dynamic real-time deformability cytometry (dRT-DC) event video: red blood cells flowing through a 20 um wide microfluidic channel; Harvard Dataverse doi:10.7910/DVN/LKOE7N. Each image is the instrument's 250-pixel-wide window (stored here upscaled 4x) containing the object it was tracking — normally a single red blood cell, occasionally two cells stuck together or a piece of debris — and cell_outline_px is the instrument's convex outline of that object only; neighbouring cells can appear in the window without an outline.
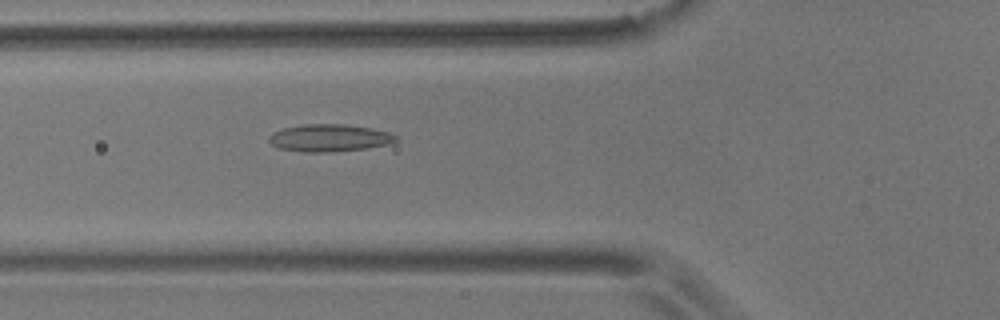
{"species": "common noctule bat (a hibernating species)", "species_latin": "Nyctalus noctula", "temperature_condition": "room temperature", "stored_images_in_passage": 38, "camera_frame_rate_fps": 3000, "um_per_image_px": 0.085, "animal": {"sex": "male", "body_mass_g": 17.9}, "frame": {"image": 1, "passage_image": 9, "time_ms": 2.667, "image_size_px": [1000, 320], "cell_outline_px": [[396, 140], [388, 144], [368, 148], [332, 152], [304, 152], [280, 148], [272, 144], [268, 140], [268, 136], [272, 132], [284, 128], [304, 124], [348, 124], [372, 128], [388, 132], [396, 136]], "centroid_in_image_um": [27.98, 11.72], "position_along_channel_um": 97.8, "area_um2": 20.23}}
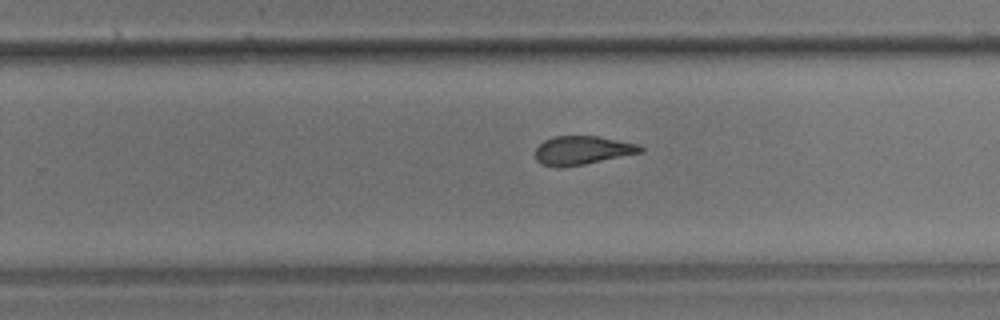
{"frame": {"image": 2, "passage_image": 24, "time_ms": 7.667, "image_size_px": [1000, 320], "cell_outline_px": [[644, 152], [584, 164], [560, 168], [540, 164], [536, 160], [536, 148], [544, 140], [552, 136], [600, 136], [640, 144], [644, 148]], "centroid_in_image_um": [49.52, 12.77], "position_along_channel_um": 280.3, "area_um2": 17.8}}
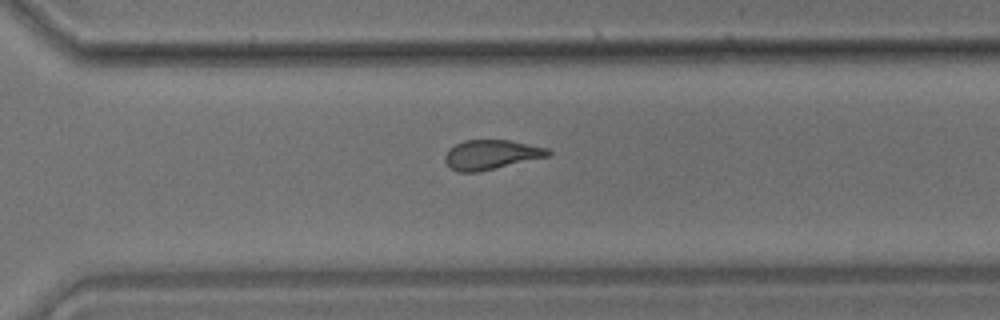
{"frame": {"image": 3, "passage_image": 28, "time_ms": 9.0, "image_size_px": [1000, 320], "cell_outline_px": [[552, 156], [476, 172], [460, 172], [452, 168], [444, 160], [444, 156], [448, 148], [464, 140], [508, 140], [548, 148], [552, 152]], "centroid_in_image_um": [41.77, 13.14], "position_along_channel_um": 328.8, "area_um2": 17.74}, "authors_computed_cell_mechanics": {"area_um2": 18.1781, "velocity_mm_per_s": 3.6467, "shape_relaxation_time_tau1_ms": 10.2905, "shape_relaxation_time_tau2_ms": 2.8086, "deformation_change_tau1": 0.2188, "deformation_change_tau2": 0.1194}}